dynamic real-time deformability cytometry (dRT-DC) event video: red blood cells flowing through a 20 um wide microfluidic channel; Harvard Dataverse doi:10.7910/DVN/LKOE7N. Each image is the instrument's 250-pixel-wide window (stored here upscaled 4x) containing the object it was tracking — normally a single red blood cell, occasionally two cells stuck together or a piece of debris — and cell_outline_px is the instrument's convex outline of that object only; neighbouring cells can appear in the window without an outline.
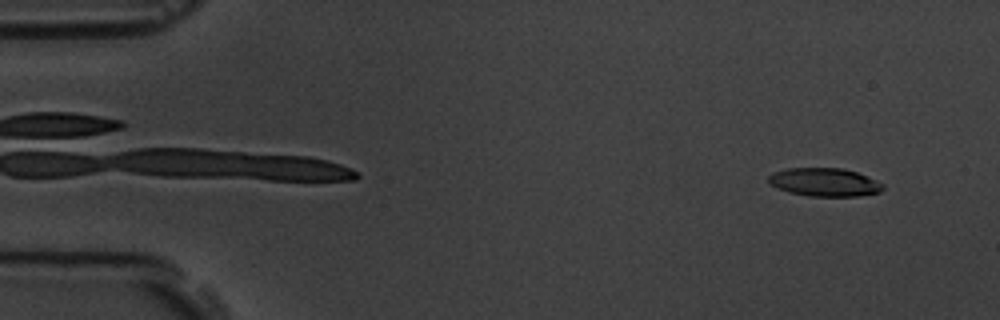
{"species": "common noctule bat (a hibernating species)", "species_latin": "Nyctalus noctula", "temperature_condition": "room temperature", "stored_images_in_passage": 57, "camera_frame_rate_fps": 3000, "um_per_image_px": 0.085, "animal": {"sex": "male", "body_mass_g": 19.5, "forearm_length_mm": 54.6}, "frame": {"image": 1, "passage_image": 4, "time_ms": 1.0, "image_size_px": [1000, 320], "cell_outline_px": [[884, 188], [880, 192], [860, 196], [808, 196], [788, 192], [776, 188], [768, 180], [768, 176], [772, 172], [788, 168], [844, 168], [868, 176], [884, 184]], "centroid_in_image_um": [70.09, 15.48], "position_along_channel_um": 14.9, "area_um2": 19.02}}
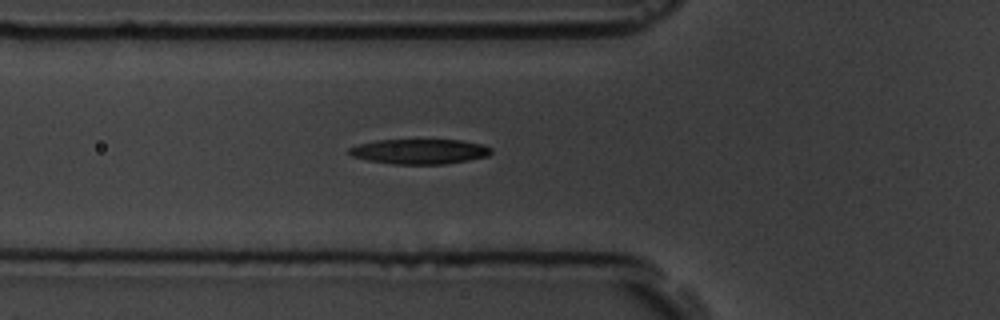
{"frame": {"image": 2, "passage_image": 20, "time_ms": 6.333, "image_size_px": [1000, 320], "cell_outline_px": [[492, 152], [488, 156], [468, 160], [444, 164], [392, 164], [368, 160], [352, 156], [348, 152], [348, 148], [360, 144], [376, 140], [460, 140], [484, 144], [492, 148]], "centroid_in_image_um": [35.69, 12.87], "position_along_channel_um": 90.1, "area_um2": 20.69}}
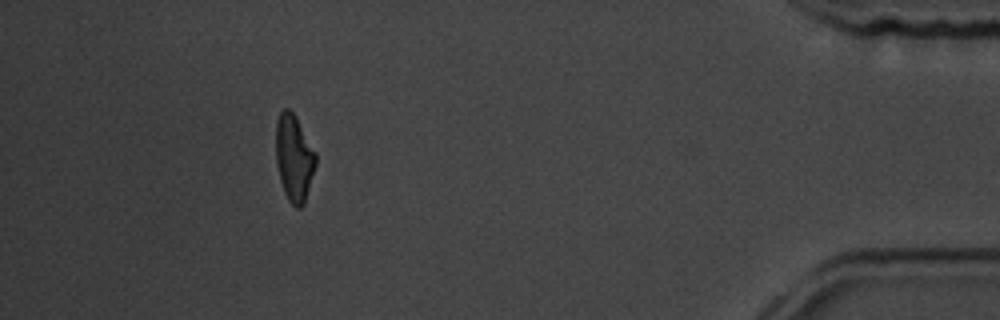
{"frame": {"image": 3, "passage_image": 52, "time_ms": 17.0, "image_size_px": [1000, 320], "cell_outline_px": [[316, 164], [304, 204], [300, 208], [296, 208], [288, 200], [284, 192], [280, 180], [276, 164], [276, 120], [280, 112], [284, 108], [288, 108], [296, 116], [316, 152]], "centroid_in_image_um": [24.99, 13.41], "position_along_channel_um": 410.2, "area_um2": 20.23}, "authors_computed_cell_mechanics": {"area_um2": 20.519, "velocity_mm_per_s": 3.5382, "shape_relaxation_time_tau1_ms": 4.761, "shape_relaxation_time_tau2_ms": null, "deformation_change_tau1": 0.1712, "deformation_change_tau2": null}}